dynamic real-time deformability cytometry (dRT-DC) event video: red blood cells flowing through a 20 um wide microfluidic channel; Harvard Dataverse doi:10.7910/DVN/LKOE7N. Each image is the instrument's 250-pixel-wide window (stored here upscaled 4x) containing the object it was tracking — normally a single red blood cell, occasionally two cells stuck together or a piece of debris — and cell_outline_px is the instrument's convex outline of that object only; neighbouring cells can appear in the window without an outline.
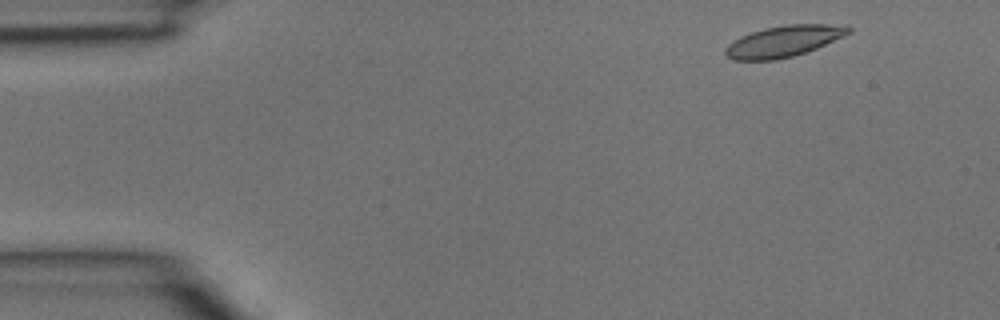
{"species": "common noctule bat (a hibernating species)", "species_latin": "Nyctalus noctula", "temperature_condition": "room temperature", "stored_images_in_passage": 2, "camera_frame_rate_fps": 3000, "um_per_image_px": 0.085, "animal": {"sex": "male", "body_mass_g": 15.6}, "frame": {"image": 1, "passage_image": 1, "time_ms": 0.0, "image_size_px": [1000, 320], "cell_outline_px": [[852, 32], [844, 36], [816, 48], [792, 56], [776, 60], [732, 60], [724, 52], [724, 48], [728, 44], [740, 36], [764, 28], [784, 24], [848, 24], [852, 28]], "centroid_in_image_um": [66.64, 3.48], "position_along_channel_um": 18.4, "area_um2": 22.54}}